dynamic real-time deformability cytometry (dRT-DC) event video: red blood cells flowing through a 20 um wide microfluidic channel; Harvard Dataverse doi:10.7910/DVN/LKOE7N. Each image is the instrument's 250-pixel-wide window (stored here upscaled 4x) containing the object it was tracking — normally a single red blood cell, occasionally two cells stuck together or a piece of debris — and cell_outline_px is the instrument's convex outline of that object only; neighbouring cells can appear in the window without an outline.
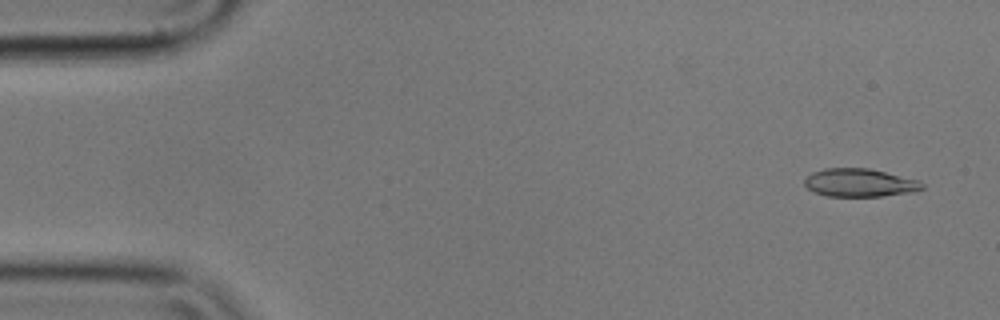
{"species": "common noctule bat (a hibernating species)", "species_latin": "Nyctalus noctula", "temperature_condition": "cold", "stored_images_in_passage": 4, "camera_frame_rate_fps": 3000, "um_per_image_px": 0.085, "animal": {"sex": "male", "body_mass_g": 17.9}, "frame": {"image": 1, "passage_image": 1, "time_ms": 0.0, "image_size_px": [1000, 320], "cell_outline_px": [[924, 188], [916, 192], [880, 196], [828, 196], [816, 192], [808, 188], [804, 184], [804, 180], [812, 172], [824, 168], [868, 168], [920, 180], [924, 184]], "centroid_in_image_um": [73.11, 15.53], "position_along_channel_um": 11.9, "area_um2": 19.31}}
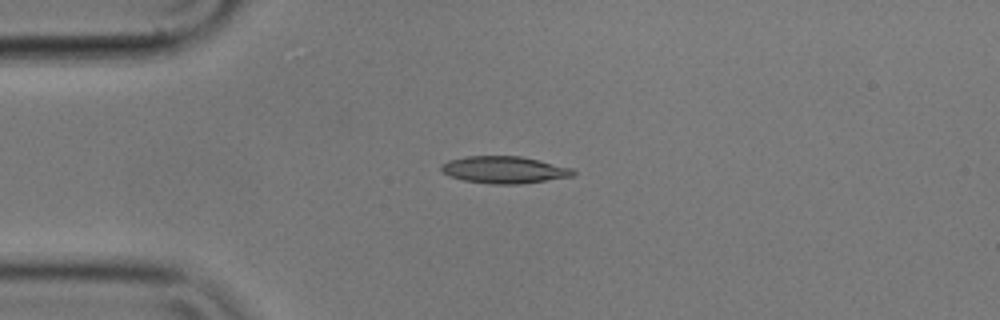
{"frame": {"image": 2, "passage_image": 4, "time_ms": 1.0, "image_size_px": [1000, 320], "cell_outline_px": [[576, 176], [520, 184], [492, 184], [464, 180], [448, 176], [440, 172], [440, 164], [448, 160], [464, 156], [520, 156], [572, 168], [576, 172]], "centroid_in_image_um": [42.82, 14.43], "position_along_channel_um": 42.2, "area_um2": 20.98}}